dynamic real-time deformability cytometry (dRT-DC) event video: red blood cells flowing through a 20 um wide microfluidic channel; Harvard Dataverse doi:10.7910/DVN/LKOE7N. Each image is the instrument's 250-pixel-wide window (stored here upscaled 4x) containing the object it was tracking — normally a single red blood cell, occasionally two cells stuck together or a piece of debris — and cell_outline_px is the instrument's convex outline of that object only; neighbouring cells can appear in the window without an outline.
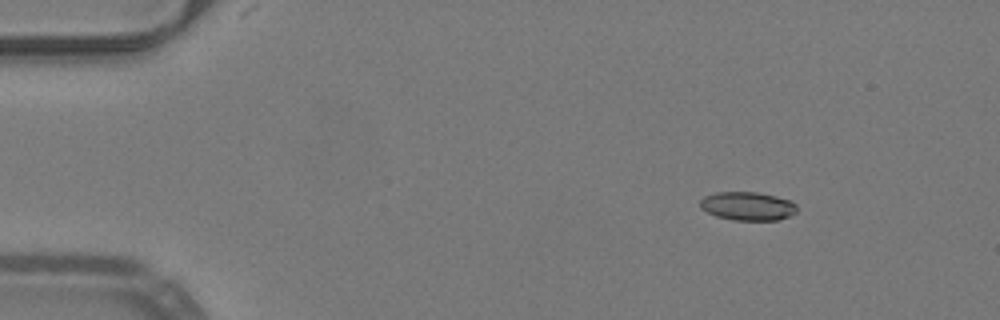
{"species": "common noctule bat (a hibernating species)", "species_latin": "Nyctalus noctula", "temperature_condition": "warm", "stored_images_in_passage": 46, "camera_frame_rate_fps": 3000, "um_per_image_px": 0.085, "animal": {"sex": "male", "body_mass_g": 19.2, "forearm_length_mm": 51.8}, "frame": {"image": 1, "passage_image": 1, "time_ms": 0.0, "image_size_px": [1000, 320], "cell_outline_px": [[796, 212], [788, 216], [776, 220], [732, 220], [716, 216], [700, 208], [700, 200], [704, 196], [716, 192], [756, 192], [776, 196], [792, 200], [796, 204]], "centroid_in_image_um": [63.54, 17.51], "position_along_channel_um": 21.5, "area_um2": 16.13}}
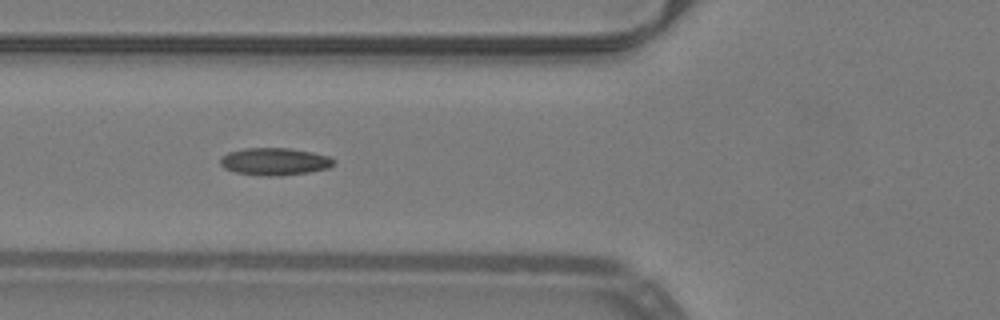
{"frame": {"image": 2, "passage_image": 14, "time_ms": 4.333, "image_size_px": [1000, 320], "cell_outline_px": [[336, 160], [328, 168], [308, 172], [280, 176], [268, 176], [236, 172], [224, 168], [220, 164], [220, 160], [228, 152], [244, 148], [288, 148], [312, 152], [328, 156]], "centroid_in_image_um": [23.34, 13.72], "position_along_channel_um": 102.5, "area_um2": 17.92}}
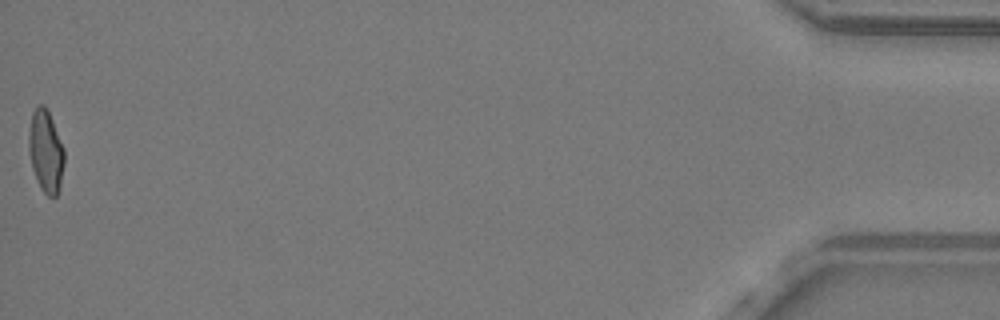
{"frame": {"image": 3, "passage_image": 46, "time_ms": 15.0, "image_size_px": [1000, 320], "cell_outline_px": [[64, 164], [60, 184], [56, 196], [48, 196], [40, 188], [36, 180], [32, 168], [28, 148], [28, 132], [32, 112], [36, 104], [44, 104], [48, 108], [64, 148]], "centroid_in_image_um": [3.87, 12.79], "position_along_channel_um": 431.3, "area_um2": 17.34}, "authors_computed_cell_mechanics": {"area_um2": 17.1088, "velocity_mm_per_s": 4.0128, "shape_relaxation_time_tau1_ms": null, "shape_relaxation_time_tau2_ms": 1.957, "deformation_change_tau1": null, "deformation_change_tau2": 0.0829}}